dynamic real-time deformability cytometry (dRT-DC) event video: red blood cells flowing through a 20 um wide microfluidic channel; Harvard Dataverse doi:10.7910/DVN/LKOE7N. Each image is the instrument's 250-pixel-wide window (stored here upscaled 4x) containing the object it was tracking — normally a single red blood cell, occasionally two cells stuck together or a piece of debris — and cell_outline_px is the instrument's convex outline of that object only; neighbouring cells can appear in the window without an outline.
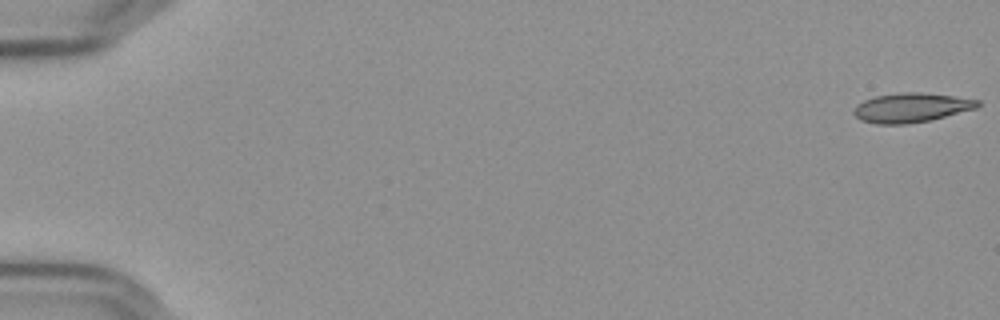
{"species": "Egyptian fruit bat (a non-hibernating species)", "species_latin": "Rousettus aegyptiacus", "temperature_condition": "cold", "stored_images_in_passage": 56, "camera_frame_rate_fps": 3000, "um_per_image_px": 0.085, "frame": {"image": 1, "passage_image": 1, "time_ms": 0.0, "image_size_px": [1000, 320], "cell_outline_px": [[980, 104], [976, 108], [932, 120], [904, 124], [876, 124], [860, 120], [852, 112], [852, 108], [856, 104], [864, 100], [876, 96], [904, 92], [920, 92], [952, 96], [980, 100]], "centroid_in_image_um": [77.42, 9.15], "position_along_channel_um": 7.6, "area_um2": 21.21}}
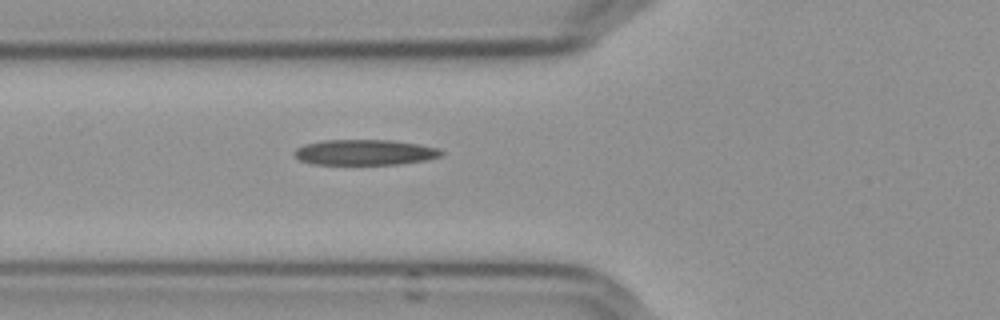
{"frame": {"image": 2, "passage_image": 22, "time_ms": 7.0, "image_size_px": [1000, 320], "cell_outline_px": [[444, 152], [440, 156], [424, 160], [400, 164], [312, 164], [300, 160], [296, 156], [296, 148], [304, 144], [324, 140], [392, 140], [420, 144], [440, 148]], "centroid_in_image_um": [31.04, 12.94], "position_along_channel_um": 94.8, "area_um2": 21.79}}
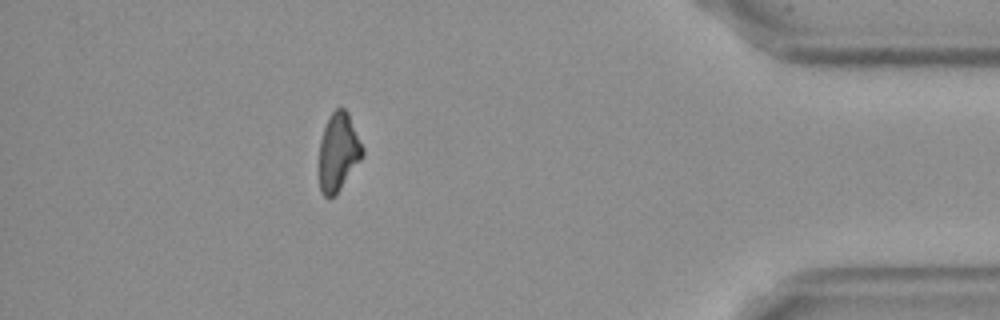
{"frame": {"image": 3, "passage_image": 51, "time_ms": 16.667, "image_size_px": [1000, 320], "cell_outline_px": [[364, 156], [340, 188], [332, 196], [324, 196], [320, 192], [320, 140], [324, 128], [332, 112], [336, 108], [344, 108], [348, 112], [364, 148]], "centroid_in_image_um": [28.78, 12.89], "position_along_channel_um": 406.4, "area_um2": 19.42}}